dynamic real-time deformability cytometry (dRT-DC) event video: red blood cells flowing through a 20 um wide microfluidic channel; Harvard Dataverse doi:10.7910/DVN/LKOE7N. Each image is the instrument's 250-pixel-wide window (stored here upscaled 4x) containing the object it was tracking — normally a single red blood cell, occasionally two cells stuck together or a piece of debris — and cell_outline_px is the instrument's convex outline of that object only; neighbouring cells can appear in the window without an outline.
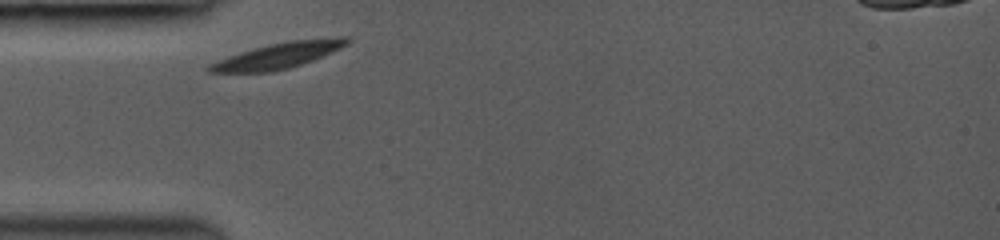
{"species": "common noctule bat (a hibernating species)", "species_latin": "Nyctalus noctula", "temperature_condition": "room temperature", "stored_images_in_passage": 4, "camera_frame_rate_fps": 3000, "um_per_image_px": 0.085, "animal": {"sex": "female", "body_mass_g": 19.0, "forearm_length_mm": 53.3}, "frame": {"image": 1, "passage_image": 1, "time_ms": 0.0, "image_size_px": [1000, 240], "cell_outline_px": [[352, 40], [348, 44], [332, 52], [312, 60], [288, 68], [268, 72], [208, 72], [204, 68], [208, 64], [228, 56], [240, 52], [268, 44], [292, 40], [340, 36], [348, 36]], "centroid_in_image_um": [23.66, 4.7], "position_along_channel_um": 61.3, "area_um2": 20.69}}
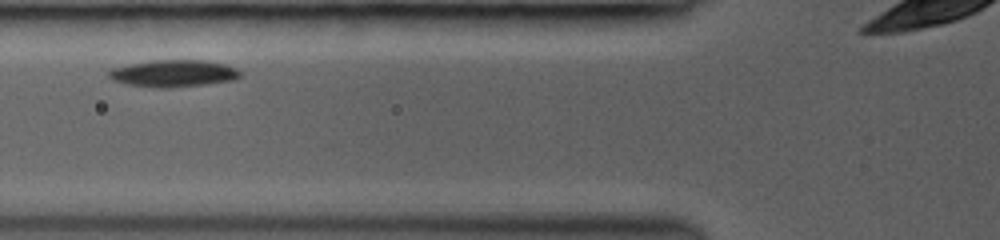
{"frame": {"image": 2, "passage_image": 3, "time_ms": 1.333, "image_size_px": [1000, 240], "cell_outline_px": [[240, 76], [236, 80], [204, 84], [168, 88], [156, 88], [124, 84], [112, 80], [108, 76], [108, 72], [112, 68], [128, 64], [152, 60], [204, 60], [224, 64], [236, 68], [240, 72]], "centroid_in_image_um": [14.71, 6.24], "position_along_channel_um": 111.1, "area_um2": 20.81}}